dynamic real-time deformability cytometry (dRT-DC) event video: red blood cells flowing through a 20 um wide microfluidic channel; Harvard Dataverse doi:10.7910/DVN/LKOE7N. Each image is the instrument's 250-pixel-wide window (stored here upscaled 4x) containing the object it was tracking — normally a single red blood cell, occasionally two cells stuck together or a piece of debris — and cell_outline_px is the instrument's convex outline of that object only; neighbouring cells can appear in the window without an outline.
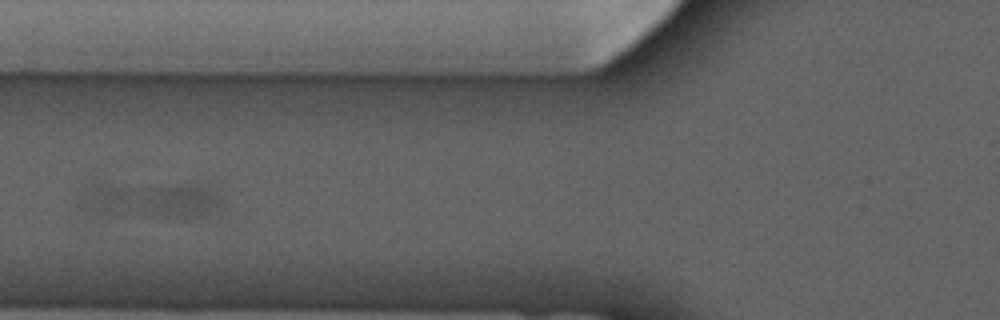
{"species": "common noctule bat (a hibernating species)", "species_latin": "Nyctalus noctula", "temperature_condition": "cold", "stored_images_in_passage": 7, "camera_frame_rate_fps": 3000, "um_per_image_px": 0.085, "animal": {"sex": "male", "forearm_length_mm": 52.5}, "frame": {"image": 1, "passage_image": 7, "time_ms": 6.667, "image_size_px": [1000, 320], "cell_outline_px": [[220, 212], [212, 216], [196, 220], [184, 220], [104, 216], [80, 208], [88, 192], [96, 180], [200, 184], [216, 192], [220, 196]], "centroid_in_image_um": [12.91, 17.03], "position_along_channel_um": 112.9, "area_um2": 33.0}}